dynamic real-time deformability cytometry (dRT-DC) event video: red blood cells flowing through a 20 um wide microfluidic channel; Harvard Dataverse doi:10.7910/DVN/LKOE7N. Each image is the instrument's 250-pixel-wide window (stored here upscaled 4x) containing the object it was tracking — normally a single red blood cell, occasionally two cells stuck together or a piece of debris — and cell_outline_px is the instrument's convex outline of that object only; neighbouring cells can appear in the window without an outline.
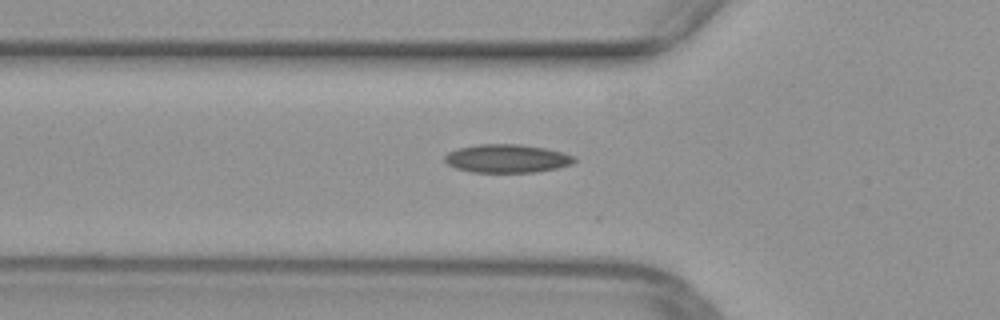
{"species": "common noctule bat (a hibernating species)", "species_latin": "Nyctalus noctula", "temperature_condition": "warm", "stored_images_in_passage": 35, "camera_frame_rate_fps": 3000, "um_per_image_px": 0.085, "animal": {"sex": "female", "body_mass_g": 29.2, "forearm_length_mm": 56.3}, "frame": {"image": 1, "passage_image": 6, "time_ms": 1.667, "image_size_px": [1000, 320], "cell_outline_px": [[576, 160], [572, 164], [556, 168], [536, 172], [472, 172], [456, 168], [448, 164], [444, 160], [444, 156], [448, 152], [456, 148], [480, 144], [520, 144], [548, 148], [576, 156]], "centroid_in_image_um": [43.1, 13.46], "position_along_channel_um": 82.7, "area_um2": 21.56}}
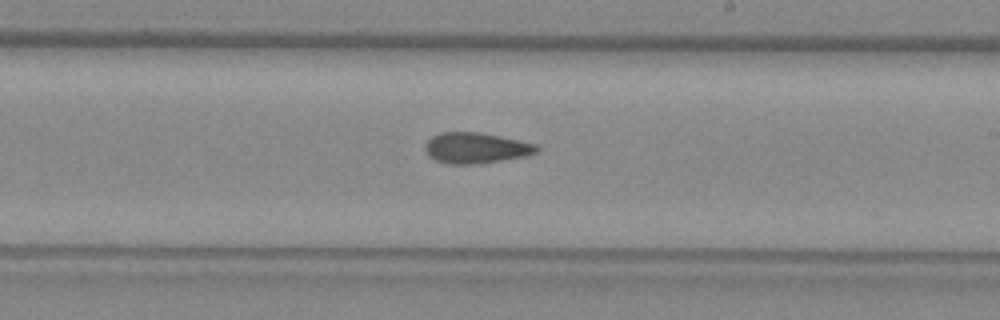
{"frame": {"image": 2, "passage_image": 18, "time_ms": 5.667, "image_size_px": [1000, 320], "cell_outline_px": [[540, 148], [536, 152], [528, 156], [476, 164], [444, 164], [428, 156], [424, 148], [428, 140], [432, 136], [440, 132], [480, 132], [500, 136], [536, 144]], "centroid_in_image_um": [40.44, 12.58], "position_along_channel_um": 248.6, "area_um2": 20.11}}
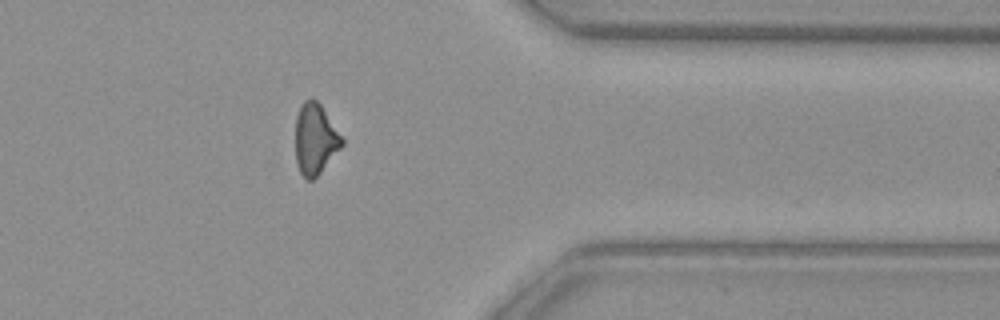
{"frame": {"image": 3, "passage_image": 29, "time_ms": 9.333, "image_size_px": [1000, 320], "cell_outline_px": [[344, 144], [320, 172], [312, 180], [308, 180], [300, 172], [296, 160], [296, 116], [300, 104], [304, 100], [312, 96], [320, 104], [344, 140]], "centroid_in_image_um": [26.78, 11.78], "position_along_channel_um": 384.6, "area_um2": 19.02}}